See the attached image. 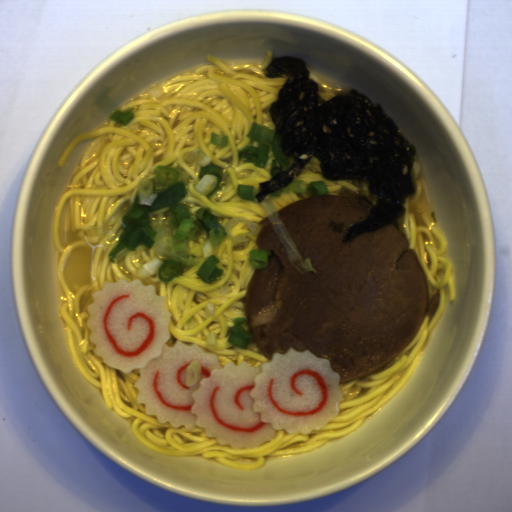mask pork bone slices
<instances>
[{
    "instance_id": "obj_1",
    "label": "pork bone slices",
    "mask_w": 512,
    "mask_h": 512,
    "mask_svg": "<svg viewBox=\"0 0 512 512\" xmlns=\"http://www.w3.org/2000/svg\"><path fill=\"white\" fill-rule=\"evenodd\" d=\"M376 203L341 186L338 194L314 195L276 210L287 232L316 273L298 271L268 216L256 238L270 251L268 266L255 269L245 292L242 323L264 357L289 346L328 359L339 384L374 372L392 360L431 323L439 288L429 300L428 277L415 248L390 225L343 241Z\"/></svg>"
}]
</instances>
